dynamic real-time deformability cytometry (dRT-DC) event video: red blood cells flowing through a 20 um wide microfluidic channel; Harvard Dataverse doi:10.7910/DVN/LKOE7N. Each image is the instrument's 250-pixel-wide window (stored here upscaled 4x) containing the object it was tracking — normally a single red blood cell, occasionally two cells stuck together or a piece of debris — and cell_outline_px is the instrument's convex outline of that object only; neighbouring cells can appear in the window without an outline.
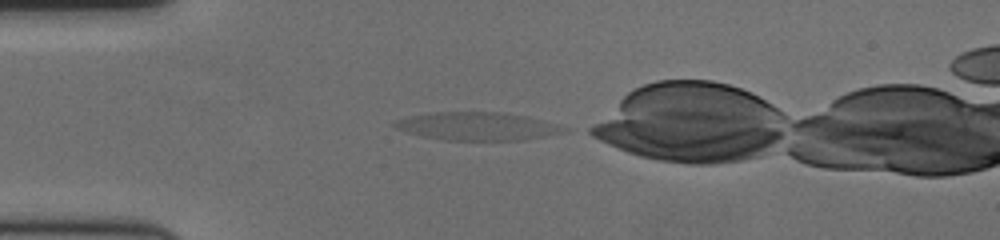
{"species": "human", "species_latin": "Homo sapiens", "temperature_condition": "cold", "stored_images_in_passage": 41, "camera_frame_rate_fps": 3000, "um_per_image_px": 0.085, "donor": {"sex": "female"}, "frame": {"image": 1, "passage_image": 1, "time_ms": 0.0, "image_size_px": [1000, 240], "cell_outline_px": [[568, 128], [560, 132], [544, 136], [524, 140], [444, 140], [424, 136], [408, 132], [396, 128], [392, 124], [396, 120], [412, 116], [436, 112], [500, 112], [524, 116], [556, 124]], "centroid_in_image_um": [40.54, 10.73], "position_along_channel_um": 44.5, "area_um2": 27.05}}
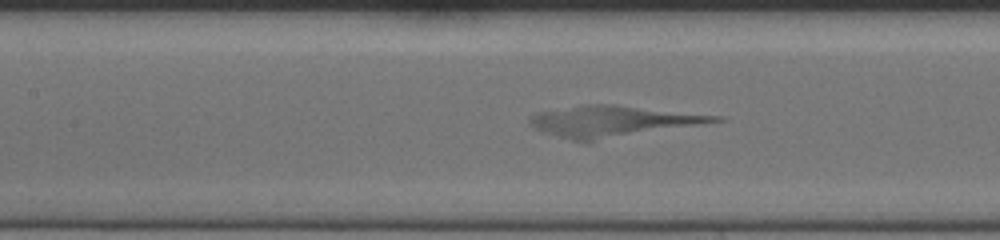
{"frame": {"image": 2, "passage_image": 12, "time_ms": 3.667, "image_size_px": [1000, 240], "cell_outline_px": [[724, 120], [588, 144], [572, 140], [544, 132], [536, 128], [528, 120], [536, 112], [584, 104], [612, 104], [724, 116]], "centroid_in_image_um": [52.1, 10.34], "position_along_channel_um": 155.3, "area_um2": 34.1}}
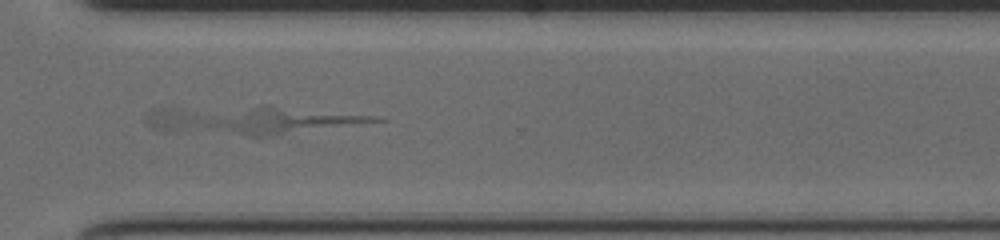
{"frame": {"image": 3, "passage_image": 28, "time_ms": 9.0, "image_size_px": [1000, 240], "cell_outline_px": [[388, 120], [260, 136], [248, 136], [160, 132], [152, 128], [144, 120], [144, 116], [148, 112], [160, 108], [264, 104], [268, 104], [384, 116]], "centroid_in_image_um": [21.27, 10.17], "position_along_channel_um": 349.3, "area_um2": 38.96}}